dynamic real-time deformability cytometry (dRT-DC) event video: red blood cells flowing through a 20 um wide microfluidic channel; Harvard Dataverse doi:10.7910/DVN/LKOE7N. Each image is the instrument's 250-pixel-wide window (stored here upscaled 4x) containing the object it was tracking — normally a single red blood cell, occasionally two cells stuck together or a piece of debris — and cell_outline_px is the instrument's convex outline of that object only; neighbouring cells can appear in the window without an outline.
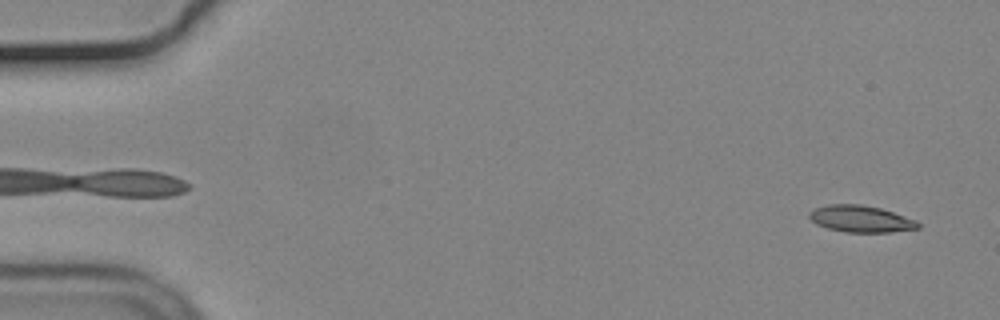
{"species": "common noctule bat (a hibernating species)", "species_latin": "Nyctalus noctula", "temperature_condition": "cold", "stored_images_in_passage": 54, "camera_frame_rate_fps": 3000, "um_per_image_px": 0.085, "animal": {"sex": "male", "body_mass_g": 19.2, "forearm_length_mm": 51.8}, "frame": {"image": 1, "passage_image": 2, "time_ms": 0.333, "image_size_px": [1000, 320], "cell_outline_px": [[920, 228], [888, 232], [844, 232], [828, 228], [816, 224], [808, 216], [808, 212], [816, 208], [828, 204], [860, 204], [880, 208], [916, 220], [920, 224]], "centroid_in_image_um": [73.15, 18.6], "position_along_channel_um": 11.9, "area_um2": 16.82}}
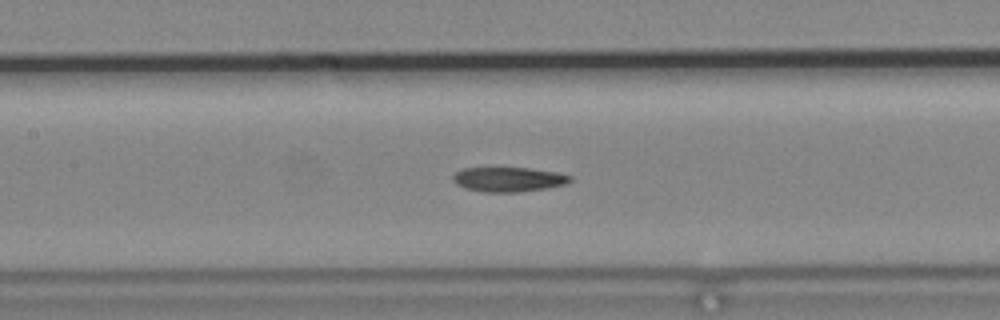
{"frame": {"image": 2, "passage_image": 25, "time_ms": 8.0, "image_size_px": [1000, 320], "cell_outline_px": [[572, 180], [564, 184], [544, 188], [520, 192], [484, 192], [464, 188], [456, 184], [452, 180], [452, 176], [456, 172], [464, 168], [528, 168], [556, 172], [572, 176]], "centroid_in_image_um": [43.19, 15.25], "position_along_channel_um": 164.2, "area_um2": 16.7}}
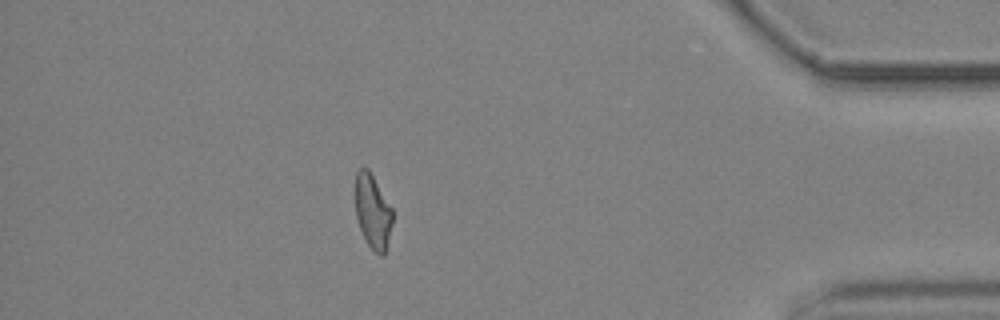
{"frame": {"image": 3, "passage_image": 48, "time_ms": 15.667, "image_size_px": [1000, 320], "cell_outline_px": [[392, 224], [384, 256], [380, 256], [368, 244], [360, 228], [356, 216], [356, 172], [360, 168], [368, 168], [392, 208]], "centroid_in_image_um": [31.69, 17.98], "position_along_channel_um": 403.5, "area_um2": 15.78}}